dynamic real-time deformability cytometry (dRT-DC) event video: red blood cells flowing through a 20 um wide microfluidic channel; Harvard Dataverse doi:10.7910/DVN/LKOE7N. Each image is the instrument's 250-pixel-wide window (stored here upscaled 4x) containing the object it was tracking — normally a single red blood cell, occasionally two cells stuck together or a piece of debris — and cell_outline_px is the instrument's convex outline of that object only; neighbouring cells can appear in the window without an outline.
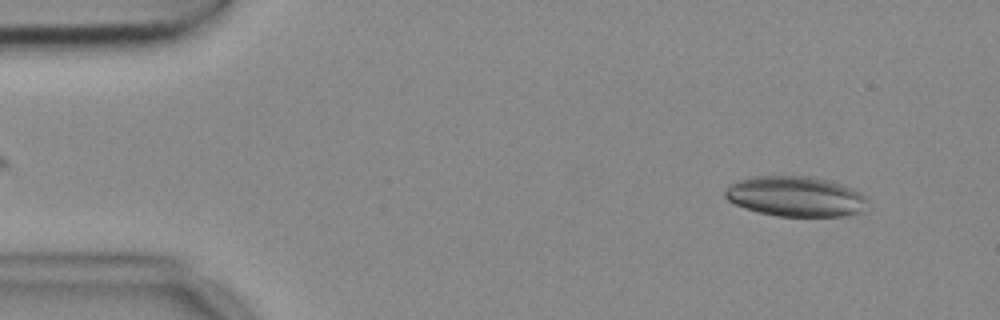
{"species": "common noctule bat (a hibernating species)", "species_latin": "Nyctalus noctula", "temperature_condition": "cold", "stored_images_in_passage": 54, "camera_frame_rate_fps": 3000, "um_per_image_px": 0.085, "animal": {"sex": "female", "body_mass_g": 18.4}, "frame": {"image": 1, "passage_image": 4, "time_ms": 1.0, "image_size_px": [1000, 320], "cell_outline_px": [[864, 200], [860, 212], [844, 216], [776, 216], [744, 208], [728, 200], [724, 196], [724, 192], [732, 184], [740, 180], [756, 176], [812, 176], [840, 184], [864, 196]], "centroid_in_image_um": [67.55, 16.7], "position_along_channel_um": 17.5, "area_um2": 32.6}}